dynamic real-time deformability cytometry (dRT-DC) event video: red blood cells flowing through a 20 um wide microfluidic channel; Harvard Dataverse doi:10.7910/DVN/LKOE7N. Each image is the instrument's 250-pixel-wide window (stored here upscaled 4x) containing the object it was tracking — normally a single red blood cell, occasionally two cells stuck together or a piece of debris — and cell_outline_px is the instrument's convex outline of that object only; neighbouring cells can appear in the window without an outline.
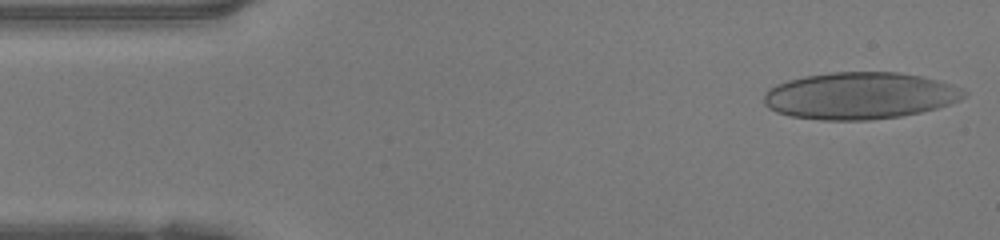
{"species": "human", "species_latin": "Homo sapiens", "temperature_condition": "warm", "stored_images_in_passage": 46, "camera_frame_rate_fps": 3000, "um_per_image_px": 0.085, "donor": {"sex": "female"}, "frame": {"image": 1, "passage_image": 1, "time_ms": 0.0, "image_size_px": [1000, 240], "cell_outline_px": [[968, 96], [960, 100], [936, 108], [920, 112], [900, 116], [868, 120], [820, 120], [792, 116], [776, 112], [768, 108], [764, 104], [764, 96], [768, 88], [776, 84], [788, 80], [804, 76], [832, 72], [896, 72], [924, 76], [952, 84], [968, 92]], "centroid_in_image_um": [73.09, 8.13], "position_along_channel_um": 11.9, "area_um2": 54.91}}
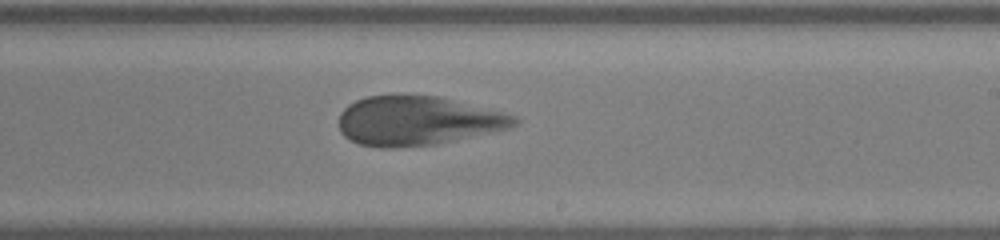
{"frame": {"image": 2, "passage_image": 26, "time_ms": 8.333, "image_size_px": [1000, 240], "cell_outline_px": [[520, 120], [516, 124], [508, 128], [436, 144], [396, 148], [380, 148], [360, 144], [344, 136], [340, 132], [340, 112], [348, 104], [356, 100], [368, 96], [396, 92], [440, 96], [516, 116]], "centroid_in_image_um": [35.43, 10.23], "position_along_channel_um": 253.6, "area_um2": 50.86}}
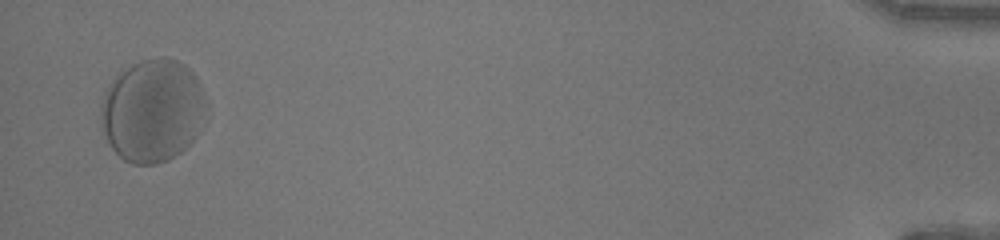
{"frame": {"image": 3, "passage_image": 45, "time_ms": 14.667, "image_size_px": [1000, 240], "cell_outline_px": [[204, 96], [196, 136], [180, 152], [168, 160], [156, 164], [132, 164], [124, 160], [112, 148], [100, 128], [100, 108], [104, 92], [108, 84], [116, 76], [132, 64], [140, 60], [160, 56], [168, 56], [184, 64], [196, 76], [200, 84]], "centroid_in_image_um": [12.89, 9.38], "position_along_channel_um": 422.3, "area_um2": 62.77}}